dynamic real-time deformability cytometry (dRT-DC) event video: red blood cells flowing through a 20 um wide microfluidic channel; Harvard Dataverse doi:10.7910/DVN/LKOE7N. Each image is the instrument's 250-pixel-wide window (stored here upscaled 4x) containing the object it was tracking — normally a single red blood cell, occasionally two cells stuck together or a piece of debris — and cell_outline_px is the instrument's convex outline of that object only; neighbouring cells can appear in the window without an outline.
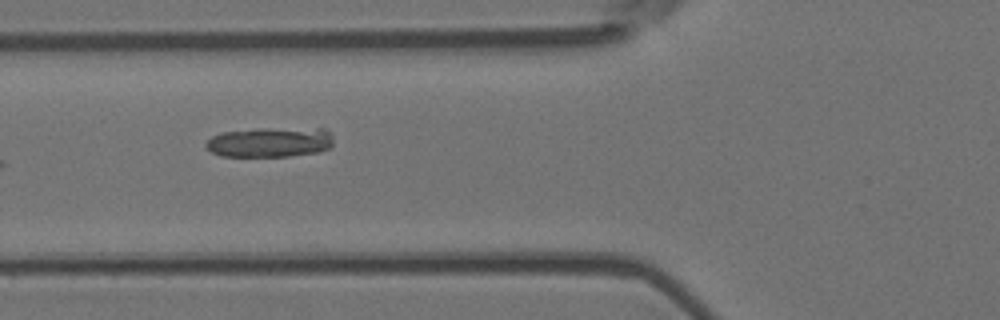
{"species": "Egyptian fruit bat (a non-hibernating species)", "species_latin": "Rousettus aegyptiacus", "temperature_condition": "room temperature", "stored_images_in_passage": 6, "camera_frame_rate_fps": 3000, "um_per_image_px": 0.085, "animal": {"sex": "female"}, "frame": {"image": 1, "passage_image": 2, "time_ms": 0.333, "image_size_px": [1000, 320], "cell_outline_px": [[332, 144], [328, 148], [320, 152], [288, 156], [220, 156], [212, 152], [204, 144], [212, 136], [224, 132], [256, 128], [324, 128], [332, 136]], "centroid_in_image_um": [22.96, 12.08], "position_along_channel_um": 102.8, "area_um2": 22.31}}
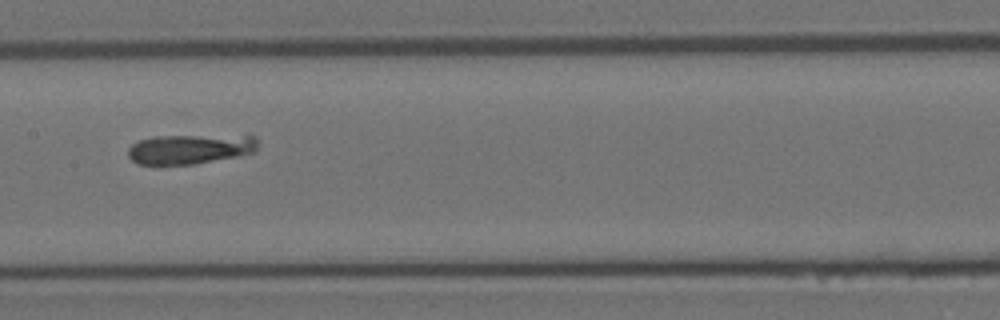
{"frame": {"image": 2, "passage_image": 4, "time_ms": 1.0, "image_size_px": [1000, 320], "cell_outline_px": [[256, 152], [236, 156], [192, 164], [156, 168], [136, 164], [128, 156], [128, 148], [132, 144], [140, 140], [152, 136], [256, 136]], "centroid_in_image_um": [16.02, 12.72], "position_along_channel_um": 191.4, "area_um2": 22.95}}
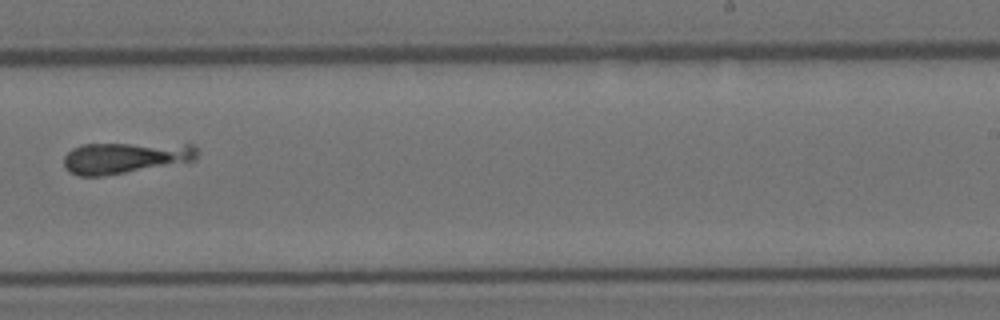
{"frame": {"image": 3, "passage_image": 6, "time_ms": 1.667, "image_size_px": [1000, 320], "cell_outline_px": [[200, 152], [196, 160], [104, 176], [80, 176], [68, 172], [64, 164], [64, 156], [72, 148], [80, 144], [196, 144]], "centroid_in_image_um": [10.66, 13.4], "position_along_channel_um": 278.3, "area_um2": 24.45}}